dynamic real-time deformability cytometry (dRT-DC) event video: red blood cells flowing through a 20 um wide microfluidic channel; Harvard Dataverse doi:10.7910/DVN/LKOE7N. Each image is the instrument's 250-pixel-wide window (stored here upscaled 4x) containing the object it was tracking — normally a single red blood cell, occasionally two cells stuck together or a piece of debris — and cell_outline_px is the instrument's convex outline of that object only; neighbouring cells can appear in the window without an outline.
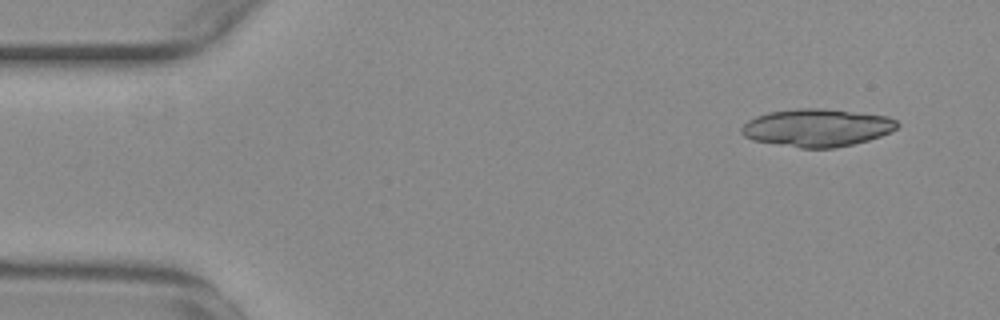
{"species": "common noctule bat (a hibernating species)", "species_latin": "Nyctalus noctula", "temperature_condition": "warm", "stored_images_in_passage": 40, "segment_of_instrument_passage": [1, 2], "camera_frame_rate_fps": 3000, "um_per_image_px": 0.085, "animal": {"sex": "female", "body_mass_g": 29.2, "forearm_length_mm": 56.3}, "frame": {"image": 1, "passage_image": 2, "time_ms": 0.333, "image_size_px": [1000, 320], "cell_outline_px": [[900, 124], [892, 132], [868, 140], [836, 148], [800, 148], [752, 140], [744, 136], [740, 132], [740, 128], [748, 120], [756, 116], [768, 112], [796, 108], [820, 108], [888, 116], [896, 120]], "centroid_in_image_um": [69.43, 10.85], "position_along_channel_um": 15.6, "area_um2": 34.33}}